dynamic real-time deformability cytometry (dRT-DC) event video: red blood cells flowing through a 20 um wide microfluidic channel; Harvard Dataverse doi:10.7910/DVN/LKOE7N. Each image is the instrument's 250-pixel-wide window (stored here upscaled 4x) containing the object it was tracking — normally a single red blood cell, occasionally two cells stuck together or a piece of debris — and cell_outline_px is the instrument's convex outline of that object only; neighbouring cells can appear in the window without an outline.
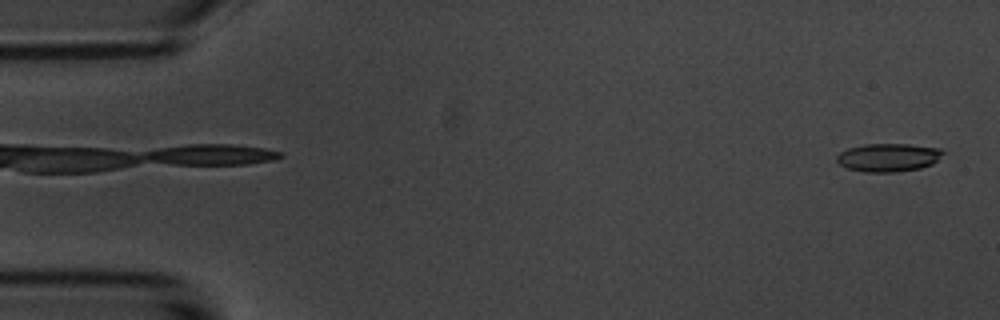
{"species": "common noctule bat (a hibernating species)", "species_latin": "Nyctalus noctula", "temperature_condition": "room temperature", "stored_images_in_passage": 55, "camera_frame_rate_fps": 3000, "um_per_image_px": 0.085, "animal": {"sex": "male", "body_mass_g": 20.1, "forearm_length_mm": 53.5}, "frame": {"image": 1, "passage_image": 1, "time_ms": 0.0, "image_size_px": [1000, 320], "cell_outline_px": [[948, 152], [932, 164], [920, 168], [892, 172], [864, 172], [848, 168], [840, 164], [836, 160], [836, 156], [840, 152], [848, 148], [864, 144], [908, 144], [940, 148]], "centroid_in_image_um": [75.54, 13.37], "position_along_channel_um": 9.5, "area_um2": 17.57}}
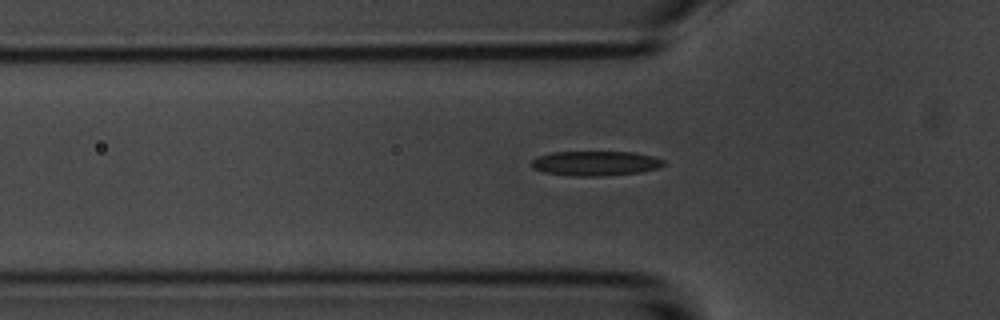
{"frame": {"image": 2, "passage_image": 17, "time_ms": 5.333, "image_size_px": [1000, 320], "cell_outline_px": [[664, 164], [656, 168], [640, 172], [604, 176], [576, 176], [544, 172], [532, 168], [532, 160], [536, 156], [552, 152], [632, 152], [652, 156], [664, 160]], "centroid_in_image_um": [50.58, 13.88], "position_along_channel_um": 75.2, "area_um2": 18.9}}
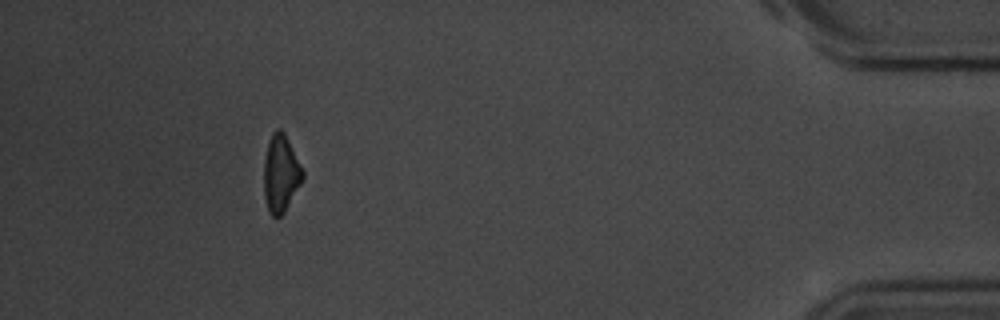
{"frame": {"image": 3, "passage_image": 50, "time_ms": 16.333, "image_size_px": [1000, 320], "cell_outline_px": [[304, 176], [300, 184], [284, 212], [280, 216], [272, 216], [268, 212], [264, 196], [264, 160], [268, 144], [272, 132], [276, 128], [280, 128], [284, 132], [304, 172]], "centroid_in_image_um": [23.85, 14.75], "position_along_channel_um": 411.4, "area_um2": 17.28}, "authors_computed_cell_mechanics": {"area_um2": 18.3804, "velocity_mm_per_s": 3.5956, "shape_relaxation_time_tau1_ms": 3.7872, "shape_relaxation_time_tau2_ms": 5.3298, "deformation_change_tau1": 0.1211, "deformation_change_tau2": 0.1545}}